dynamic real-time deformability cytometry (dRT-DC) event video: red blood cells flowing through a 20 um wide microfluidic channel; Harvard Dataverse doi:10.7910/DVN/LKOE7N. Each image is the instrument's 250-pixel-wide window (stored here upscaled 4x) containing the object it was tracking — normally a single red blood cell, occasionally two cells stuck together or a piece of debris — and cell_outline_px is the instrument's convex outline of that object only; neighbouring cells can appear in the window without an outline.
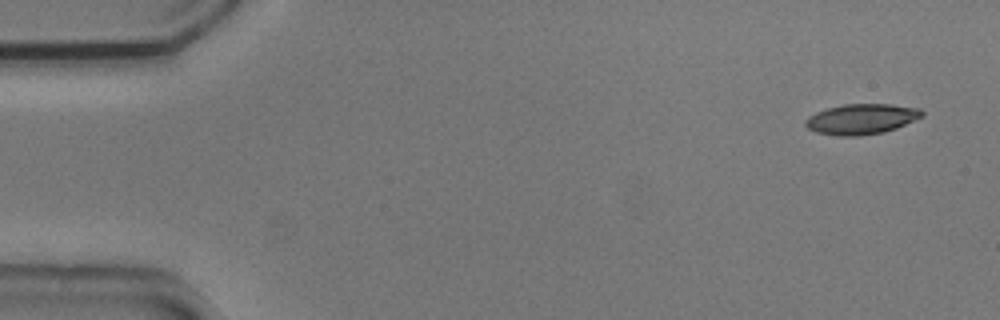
{"species": "common noctule bat (a hibernating species)", "species_latin": "Nyctalus noctula", "temperature_condition": "cold", "stored_images_in_passage": 5, "camera_frame_rate_fps": 3000, "um_per_image_px": 0.085, "animal": {"sex": "male", "body_mass_g": 20.5, "forearm_length_mm": 52.5}, "frame": {"image": 1, "passage_image": 1, "time_ms": 0.0, "image_size_px": [1000, 320], "cell_outline_px": [[924, 116], [896, 128], [884, 132], [860, 136], [836, 136], [816, 132], [808, 128], [804, 124], [804, 120], [808, 116], [816, 112], [828, 108], [844, 104], [892, 104], [920, 108], [924, 112]], "centroid_in_image_um": [73.22, 10.12], "position_along_channel_um": 11.8, "area_um2": 20.81}}
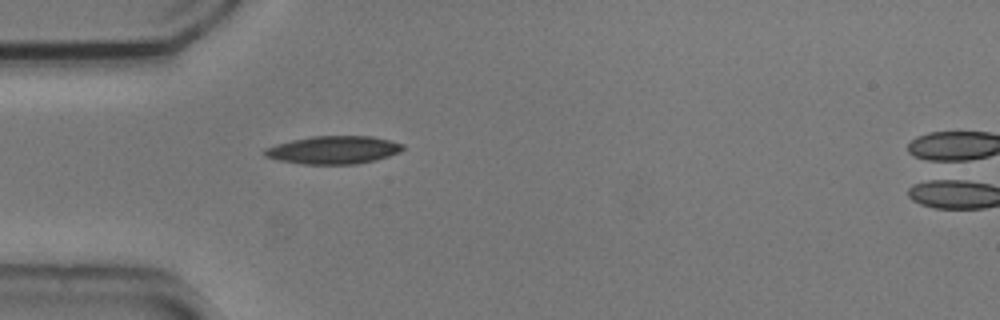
{"frame": {"image": 2, "passage_image": 4, "time_ms": 1.0, "image_size_px": [1000, 320], "cell_outline_px": [[404, 148], [400, 152], [376, 160], [356, 164], [300, 164], [280, 160], [264, 156], [264, 148], [276, 144], [292, 140], [312, 136], [372, 136], [404, 144]], "centroid_in_image_um": [28.35, 12.74], "position_along_channel_um": 56.7, "area_um2": 22.48}}